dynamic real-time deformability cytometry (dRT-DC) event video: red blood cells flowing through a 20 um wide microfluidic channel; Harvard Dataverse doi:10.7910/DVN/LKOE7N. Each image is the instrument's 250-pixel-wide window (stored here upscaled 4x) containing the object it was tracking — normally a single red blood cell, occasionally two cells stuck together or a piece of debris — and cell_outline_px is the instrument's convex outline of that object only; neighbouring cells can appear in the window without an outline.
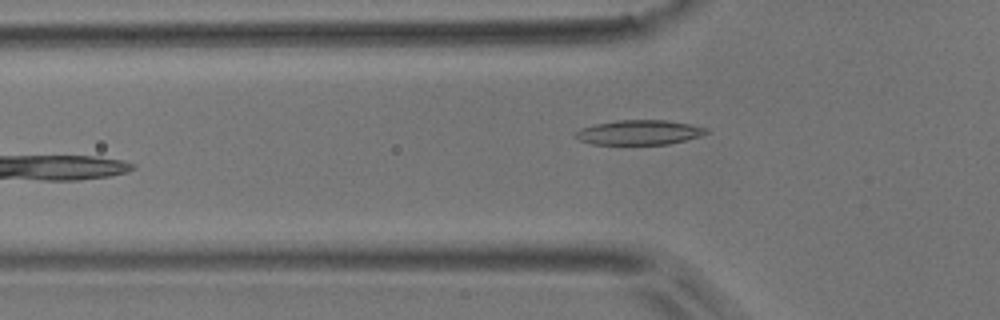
{"species": "common noctule bat (a hibernating species)", "species_latin": "Nyctalus noctula", "temperature_condition": "room temperature", "stored_images_in_passage": 6, "camera_frame_rate_fps": 3000, "um_per_image_px": 0.085, "animal": {"sex": "male", "body_mass_g": 17.9}, "frame": {"image": 1, "passage_image": 6, "time_ms": 6.333, "image_size_px": [1000, 320], "cell_outline_px": [[712, 132], [700, 136], [668, 144], [592, 144], [580, 140], [572, 136], [572, 132], [580, 128], [596, 124], [616, 120], [668, 120], [708, 128]], "centroid_in_image_um": [54.3, 11.25], "position_along_channel_um": 71.5, "area_um2": 18.96}}